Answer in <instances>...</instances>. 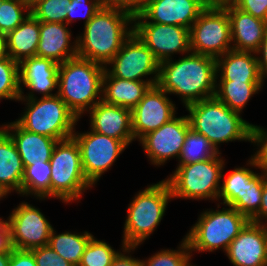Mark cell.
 Wrapping results in <instances>:
<instances>
[{"mask_svg":"<svg viewBox=\"0 0 267 266\" xmlns=\"http://www.w3.org/2000/svg\"><path fill=\"white\" fill-rule=\"evenodd\" d=\"M216 78V59L190 52L176 61L160 62L157 85L168 94L179 95L186 107L214 97Z\"/></svg>","mask_w":267,"mask_h":266,"instance_id":"cell-1","label":"cell"},{"mask_svg":"<svg viewBox=\"0 0 267 266\" xmlns=\"http://www.w3.org/2000/svg\"><path fill=\"white\" fill-rule=\"evenodd\" d=\"M134 32V17L102 6L76 36L77 56L106 66Z\"/></svg>","mask_w":267,"mask_h":266,"instance_id":"cell-2","label":"cell"},{"mask_svg":"<svg viewBox=\"0 0 267 266\" xmlns=\"http://www.w3.org/2000/svg\"><path fill=\"white\" fill-rule=\"evenodd\" d=\"M104 72V66L78 56L59 65L57 95L79 120L102 101Z\"/></svg>","mask_w":267,"mask_h":266,"instance_id":"cell-3","label":"cell"},{"mask_svg":"<svg viewBox=\"0 0 267 266\" xmlns=\"http://www.w3.org/2000/svg\"><path fill=\"white\" fill-rule=\"evenodd\" d=\"M190 128L205 136L218 153L221 143L250 142L251 124L215 97L187 105Z\"/></svg>","mask_w":267,"mask_h":266,"instance_id":"cell-4","label":"cell"},{"mask_svg":"<svg viewBox=\"0 0 267 266\" xmlns=\"http://www.w3.org/2000/svg\"><path fill=\"white\" fill-rule=\"evenodd\" d=\"M132 199L127 207L122 245L138 247L157 229L173 199L165 179L139 190Z\"/></svg>","mask_w":267,"mask_h":266,"instance_id":"cell-5","label":"cell"},{"mask_svg":"<svg viewBox=\"0 0 267 266\" xmlns=\"http://www.w3.org/2000/svg\"><path fill=\"white\" fill-rule=\"evenodd\" d=\"M225 207L220 209L218 203V210L211 208L201 212L198 221L184 236L191 252H213L218 249L226 252L230 243L250 221L234 207Z\"/></svg>","mask_w":267,"mask_h":266,"instance_id":"cell-6","label":"cell"},{"mask_svg":"<svg viewBox=\"0 0 267 266\" xmlns=\"http://www.w3.org/2000/svg\"><path fill=\"white\" fill-rule=\"evenodd\" d=\"M18 101L26 104L23 114L15 121L21 128L58 141L73 136L79 119L57 94Z\"/></svg>","mask_w":267,"mask_h":266,"instance_id":"cell-7","label":"cell"},{"mask_svg":"<svg viewBox=\"0 0 267 266\" xmlns=\"http://www.w3.org/2000/svg\"><path fill=\"white\" fill-rule=\"evenodd\" d=\"M225 159L221 153L207 160L179 165L165 180L172 199L217 201Z\"/></svg>","mask_w":267,"mask_h":266,"instance_id":"cell-8","label":"cell"},{"mask_svg":"<svg viewBox=\"0 0 267 266\" xmlns=\"http://www.w3.org/2000/svg\"><path fill=\"white\" fill-rule=\"evenodd\" d=\"M51 198L62 203L79 201L93 185L85 177L79 146L73 137L59 140L51 159Z\"/></svg>","mask_w":267,"mask_h":266,"instance_id":"cell-9","label":"cell"},{"mask_svg":"<svg viewBox=\"0 0 267 266\" xmlns=\"http://www.w3.org/2000/svg\"><path fill=\"white\" fill-rule=\"evenodd\" d=\"M191 52L217 59L232 49L230 20L222 5H208L190 28Z\"/></svg>","mask_w":267,"mask_h":266,"instance_id":"cell-10","label":"cell"},{"mask_svg":"<svg viewBox=\"0 0 267 266\" xmlns=\"http://www.w3.org/2000/svg\"><path fill=\"white\" fill-rule=\"evenodd\" d=\"M89 130L80 133L75 129L72 137L79 146L85 177L95 186L128 145L122 140Z\"/></svg>","mask_w":267,"mask_h":266,"instance_id":"cell-11","label":"cell"},{"mask_svg":"<svg viewBox=\"0 0 267 266\" xmlns=\"http://www.w3.org/2000/svg\"><path fill=\"white\" fill-rule=\"evenodd\" d=\"M159 68L160 62L134 32L105 66L113 77L133 81H158Z\"/></svg>","mask_w":267,"mask_h":266,"instance_id":"cell-12","label":"cell"},{"mask_svg":"<svg viewBox=\"0 0 267 266\" xmlns=\"http://www.w3.org/2000/svg\"><path fill=\"white\" fill-rule=\"evenodd\" d=\"M12 248L31 250L47 246L54 228L45 215L28 202H21L6 219Z\"/></svg>","mask_w":267,"mask_h":266,"instance_id":"cell-13","label":"cell"},{"mask_svg":"<svg viewBox=\"0 0 267 266\" xmlns=\"http://www.w3.org/2000/svg\"><path fill=\"white\" fill-rule=\"evenodd\" d=\"M134 33L145 43L159 61L171 59L175 54H188L190 30L183 26L134 22Z\"/></svg>","mask_w":267,"mask_h":266,"instance_id":"cell-14","label":"cell"},{"mask_svg":"<svg viewBox=\"0 0 267 266\" xmlns=\"http://www.w3.org/2000/svg\"><path fill=\"white\" fill-rule=\"evenodd\" d=\"M189 129L187 115L175 116L160 128L144 135L139 142L151 164L160 167L170 159H179Z\"/></svg>","mask_w":267,"mask_h":266,"instance_id":"cell-15","label":"cell"},{"mask_svg":"<svg viewBox=\"0 0 267 266\" xmlns=\"http://www.w3.org/2000/svg\"><path fill=\"white\" fill-rule=\"evenodd\" d=\"M168 95L158 85L151 86L131 110L135 141H139L144 135L155 131L176 116L177 107Z\"/></svg>","mask_w":267,"mask_h":266,"instance_id":"cell-16","label":"cell"},{"mask_svg":"<svg viewBox=\"0 0 267 266\" xmlns=\"http://www.w3.org/2000/svg\"><path fill=\"white\" fill-rule=\"evenodd\" d=\"M208 6L204 0H147L134 22L178 25L190 30L200 13Z\"/></svg>","mask_w":267,"mask_h":266,"instance_id":"cell-17","label":"cell"},{"mask_svg":"<svg viewBox=\"0 0 267 266\" xmlns=\"http://www.w3.org/2000/svg\"><path fill=\"white\" fill-rule=\"evenodd\" d=\"M58 63L51 59L32 56L19 62V87L20 99L38 98L35 93L42 97L57 94L58 89ZM30 91L24 95V88ZM55 91L56 93H52Z\"/></svg>","mask_w":267,"mask_h":266,"instance_id":"cell-18","label":"cell"},{"mask_svg":"<svg viewBox=\"0 0 267 266\" xmlns=\"http://www.w3.org/2000/svg\"><path fill=\"white\" fill-rule=\"evenodd\" d=\"M225 253L233 266H267V226L249 221Z\"/></svg>","mask_w":267,"mask_h":266,"instance_id":"cell-19","label":"cell"},{"mask_svg":"<svg viewBox=\"0 0 267 266\" xmlns=\"http://www.w3.org/2000/svg\"><path fill=\"white\" fill-rule=\"evenodd\" d=\"M87 113L90 117V129L124 141L128 146L135 141L132 132L131 110L110 105L103 100L95 104Z\"/></svg>","mask_w":267,"mask_h":266,"instance_id":"cell-20","label":"cell"},{"mask_svg":"<svg viewBox=\"0 0 267 266\" xmlns=\"http://www.w3.org/2000/svg\"><path fill=\"white\" fill-rule=\"evenodd\" d=\"M222 6L230 20L232 49L256 52L264 38L267 22L241 11L231 3Z\"/></svg>","mask_w":267,"mask_h":266,"instance_id":"cell-21","label":"cell"},{"mask_svg":"<svg viewBox=\"0 0 267 266\" xmlns=\"http://www.w3.org/2000/svg\"><path fill=\"white\" fill-rule=\"evenodd\" d=\"M71 33L66 23L40 21L36 56L51 59L58 64L77 57L76 39L72 42Z\"/></svg>","mask_w":267,"mask_h":266,"instance_id":"cell-22","label":"cell"},{"mask_svg":"<svg viewBox=\"0 0 267 266\" xmlns=\"http://www.w3.org/2000/svg\"><path fill=\"white\" fill-rule=\"evenodd\" d=\"M14 141L21 156L24 168L28 165L49 162L58 140L26 131L15 121L0 125Z\"/></svg>","mask_w":267,"mask_h":266,"instance_id":"cell-23","label":"cell"},{"mask_svg":"<svg viewBox=\"0 0 267 266\" xmlns=\"http://www.w3.org/2000/svg\"><path fill=\"white\" fill-rule=\"evenodd\" d=\"M216 80L244 83H264L255 52L229 50L216 59ZM220 78V79H219Z\"/></svg>","mask_w":267,"mask_h":266,"instance_id":"cell-24","label":"cell"},{"mask_svg":"<svg viewBox=\"0 0 267 266\" xmlns=\"http://www.w3.org/2000/svg\"><path fill=\"white\" fill-rule=\"evenodd\" d=\"M158 81H133L113 77L106 69L103 75L102 100L132 110L151 86Z\"/></svg>","mask_w":267,"mask_h":266,"instance_id":"cell-25","label":"cell"},{"mask_svg":"<svg viewBox=\"0 0 267 266\" xmlns=\"http://www.w3.org/2000/svg\"><path fill=\"white\" fill-rule=\"evenodd\" d=\"M24 166L10 135L0 128V190L5 196L16 192L22 196Z\"/></svg>","mask_w":267,"mask_h":266,"instance_id":"cell-26","label":"cell"},{"mask_svg":"<svg viewBox=\"0 0 267 266\" xmlns=\"http://www.w3.org/2000/svg\"><path fill=\"white\" fill-rule=\"evenodd\" d=\"M8 56L17 62L36 56L40 39V21L31 13L14 30L7 35Z\"/></svg>","mask_w":267,"mask_h":266,"instance_id":"cell-27","label":"cell"},{"mask_svg":"<svg viewBox=\"0 0 267 266\" xmlns=\"http://www.w3.org/2000/svg\"><path fill=\"white\" fill-rule=\"evenodd\" d=\"M246 165L249 167H236L231 172H229L226 176L223 174L225 165L223 167V171L221 174V187L220 192L217 198V202L221 205L233 206L243 195L245 190V186L249 183L258 173L251 170V168L259 167L254 163V161L249 158L247 160ZM222 200V202H220Z\"/></svg>","mask_w":267,"mask_h":266,"instance_id":"cell-28","label":"cell"},{"mask_svg":"<svg viewBox=\"0 0 267 266\" xmlns=\"http://www.w3.org/2000/svg\"><path fill=\"white\" fill-rule=\"evenodd\" d=\"M264 83H244L231 80H216L214 97L231 110L242 114L248 101L263 89Z\"/></svg>","mask_w":267,"mask_h":266,"instance_id":"cell-29","label":"cell"},{"mask_svg":"<svg viewBox=\"0 0 267 266\" xmlns=\"http://www.w3.org/2000/svg\"><path fill=\"white\" fill-rule=\"evenodd\" d=\"M93 236L94 235L88 231L82 233L65 231L57 234L53 228L48 246L67 262L74 266H78L81 257Z\"/></svg>","mask_w":267,"mask_h":266,"instance_id":"cell-30","label":"cell"},{"mask_svg":"<svg viewBox=\"0 0 267 266\" xmlns=\"http://www.w3.org/2000/svg\"><path fill=\"white\" fill-rule=\"evenodd\" d=\"M22 196H34L37 200L51 199L50 162L28 165L24 168Z\"/></svg>","mask_w":267,"mask_h":266,"instance_id":"cell-31","label":"cell"},{"mask_svg":"<svg viewBox=\"0 0 267 266\" xmlns=\"http://www.w3.org/2000/svg\"><path fill=\"white\" fill-rule=\"evenodd\" d=\"M217 154L218 152L205 136L190 128L186 134L177 166L207 160Z\"/></svg>","mask_w":267,"mask_h":266,"instance_id":"cell-32","label":"cell"},{"mask_svg":"<svg viewBox=\"0 0 267 266\" xmlns=\"http://www.w3.org/2000/svg\"><path fill=\"white\" fill-rule=\"evenodd\" d=\"M267 181V172L261 171L246 184L242 197L232 206L251 220L260 209L263 185Z\"/></svg>","mask_w":267,"mask_h":266,"instance_id":"cell-33","label":"cell"},{"mask_svg":"<svg viewBox=\"0 0 267 266\" xmlns=\"http://www.w3.org/2000/svg\"><path fill=\"white\" fill-rule=\"evenodd\" d=\"M192 255L189 243L184 237L177 250L161 249L151 257L141 261L142 266H187L192 260Z\"/></svg>","mask_w":267,"mask_h":266,"instance_id":"cell-34","label":"cell"},{"mask_svg":"<svg viewBox=\"0 0 267 266\" xmlns=\"http://www.w3.org/2000/svg\"><path fill=\"white\" fill-rule=\"evenodd\" d=\"M30 14L25 0H0V33L8 34Z\"/></svg>","mask_w":267,"mask_h":266,"instance_id":"cell-35","label":"cell"},{"mask_svg":"<svg viewBox=\"0 0 267 266\" xmlns=\"http://www.w3.org/2000/svg\"><path fill=\"white\" fill-rule=\"evenodd\" d=\"M19 62L10 57L0 60V101L20 99Z\"/></svg>","mask_w":267,"mask_h":266,"instance_id":"cell-36","label":"cell"},{"mask_svg":"<svg viewBox=\"0 0 267 266\" xmlns=\"http://www.w3.org/2000/svg\"><path fill=\"white\" fill-rule=\"evenodd\" d=\"M120 250L116 251L105 240L92 237L81 257L78 266H111Z\"/></svg>","mask_w":267,"mask_h":266,"instance_id":"cell-37","label":"cell"},{"mask_svg":"<svg viewBox=\"0 0 267 266\" xmlns=\"http://www.w3.org/2000/svg\"><path fill=\"white\" fill-rule=\"evenodd\" d=\"M71 0H42L36 3L30 13L42 22L66 23V6Z\"/></svg>","mask_w":267,"mask_h":266,"instance_id":"cell-38","label":"cell"},{"mask_svg":"<svg viewBox=\"0 0 267 266\" xmlns=\"http://www.w3.org/2000/svg\"><path fill=\"white\" fill-rule=\"evenodd\" d=\"M103 6L101 0H71V3L66 6V24L73 23L76 19L84 17V25L87 24L91 18L99 11ZM84 11V12H81ZM82 14V15H81Z\"/></svg>","mask_w":267,"mask_h":266,"instance_id":"cell-39","label":"cell"},{"mask_svg":"<svg viewBox=\"0 0 267 266\" xmlns=\"http://www.w3.org/2000/svg\"><path fill=\"white\" fill-rule=\"evenodd\" d=\"M250 143L256 145L255 149H258L250 158L260 171H267V128L251 124Z\"/></svg>","mask_w":267,"mask_h":266,"instance_id":"cell-40","label":"cell"},{"mask_svg":"<svg viewBox=\"0 0 267 266\" xmlns=\"http://www.w3.org/2000/svg\"><path fill=\"white\" fill-rule=\"evenodd\" d=\"M37 266H74L47 246L31 249Z\"/></svg>","mask_w":267,"mask_h":266,"instance_id":"cell-41","label":"cell"},{"mask_svg":"<svg viewBox=\"0 0 267 266\" xmlns=\"http://www.w3.org/2000/svg\"><path fill=\"white\" fill-rule=\"evenodd\" d=\"M230 3L241 11L267 22V0H232Z\"/></svg>","mask_w":267,"mask_h":266,"instance_id":"cell-42","label":"cell"},{"mask_svg":"<svg viewBox=\"0 0 267 266\" xmlns=\"http://www.w3.org/2000/svg\"><path fill=\"white\" fill-rule=\"evenodd\" d=\"M103 6L125 11L133 17L140 14L147 3V0H101Z\"/></svg>","mask_w":267,"mask_h":266,"instance_id":"cell-43","label":"cell"},{"mask_svg":"<svg viewBox=\"0 0 267 266\" xmlns=\"http://www.w3.org/2000/svg\"><path fill=\"white\" fill-rule=\"evenodd\" d=\"M9 266H37L31 250L12 248L10 252Z\"/></svg>","mask_w":267,"mask_h":266,"instance_id":"cell-44","label":"cell"},{"mask_svg":"<svg viewBox=\"0 0 267 266\" xmlns=\"http://www.w3.org/2000/svg\"><path fill=\"white\" fill-rule=\"evenodd\" d=\"M121 247L122 252L120 251L117 254L111 266H142L141 259H136L131 256L132 251L134 252V250L138 247H130L125 245H122Z\"/></svg>","mask_w":267,"mask_h":266,"instance_id":"cell-45","label":"cell"},{"mask_svg":"<svg viewBox=\"0 0 267 266\" xmlns=\"http://www.w3.org/2000/svg\"><path fill=\"white\" fill-rule=\"evenodd\" d=\"M259 70L263 78L267 79V29L259 49L255 52Z\"/></svg>","mask_w":267,"mask_h":266,"instance_id":"cell-46","label":"cell"},{"mask_svg":"<svg viewBox=\"0 0 267 266\" xmlns=\"http://www.w3.org/2000/svg\"><path fill=\"white\" fill-rule=\"evenodd\" d=\"M10 230L7 221L0 217V253L11 252Z\"/></svg>","mask_w":267,"mask_h":266,"instance_id":"cell-47","label":"cell"},{"mask_svg":"<svg viewBox=\"0 0 267 266\" xmlns=\"http://www.w3.org/2000/svg\"><path fill=\"white\" fill-rule=\"evenodd\" d=\"M250 221L267 226V181L263 185V192H262L259 212Z\"/></svg>","mask_w":267,"mask_h":266,"instance_id":"cell-48","label":"cell"},{"mask_svg":"<svg viewBox=\"0 0 267 266\" xmlns=\"http://www.w3.org/2000/svg\"><path fill=\"white\" fill-rule=\"evenodd\" d=\"M7 53V36L6 34L0 33V60L8 58Z\"/></svg>","mask_w":267,"mask_h":266,"instance_id":"cell-49","label":"cell"},{"mask_svg":"<svg viewBox=\"0 0 267 266\" xmlns=\"http://www.w3.org/2000/svg\"><path fill=\"white\" fill-rule=\"evenodd\" d=\"M10 262V252L0 253V266H9Z\"/></svg>","mask_w":267,"mask_h":266,"instance_id":"cell-50","label":"cell"},{"mask_svg":"<svg viewBox=\"0 0 267 266\" xmlns=\"http://www.w3.org/2000/svg\"><path fill=\"white\" fill-rule=\"evenodd\" d=\"M208 5H222L230 3L232 0H204Z\"/></svg>","mask_w":267,"mask_h":266,"instance_id":"cell-51","label":"cell"},{"mask_svg":"<svg viewBox=\"0 0 267 266\" xmlns=\"http://www.w3.org/2000/svg\"><path fill=\"white\" fill-rule=\"evenodd\" d=\"M29 6V8L31 9L36 3L42 1V0H25Z\"/></svg>","mask_w":267,"mask_h":266,"instance_id":"cell-52","label":"cell"},{"mask_svg":"<svg viewBox=\"0 0 267 266\" xmlns=\"http://www.w3.org/2000/svg\"><path fill=\"white\" fill-rule=\"evenodd\" d=\"M3 198H6V196L3 194V192L0 190V200H3Z\"/></svg>","mask_w":267,"mask_h":266,"instance_id":"cell-53","label":"cell"},{"mask_svg":"<svg viewBox=\"0 0 267 266\" xmlns=\"http://www.w3.org/2000/svg\"><path fill=\"white\" fill-rule=\"evenodd\" d=\"M187 266H196V265H192L191 261H190Z\"/></svg>","mask_w":267,"mask_h":266,"instance_id":"cell-54","label":"cell"}]
</instances>
